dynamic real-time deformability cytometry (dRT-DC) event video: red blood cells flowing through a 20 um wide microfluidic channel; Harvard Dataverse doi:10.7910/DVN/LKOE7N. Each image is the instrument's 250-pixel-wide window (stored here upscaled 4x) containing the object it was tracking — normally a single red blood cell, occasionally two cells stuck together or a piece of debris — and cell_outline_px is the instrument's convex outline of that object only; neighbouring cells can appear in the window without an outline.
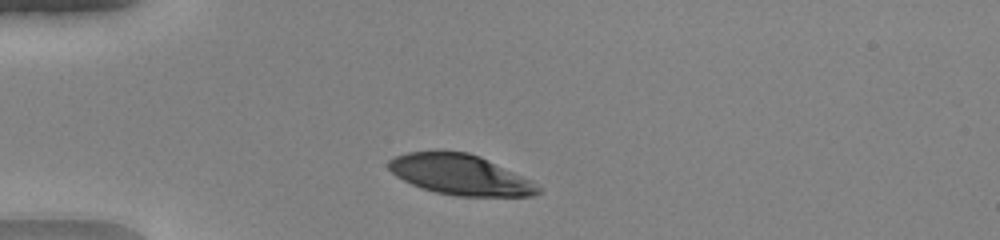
{"species": "human", "species_latin": "Homo sapiens", "temperature_condition": "warm", "stored_images_in_passage": 32, "camera_frame_rate_fps": 3000, "um_per_image_px": 0.085, "donor": {"sex": "female"}, "frame": {"image": 1, "passage_image": 1, "time_ms": 0.0, "image_size_px": [1000, 240], "cell_outline_px": [[540, 192], [536, 196], [456, 196], [436, 192], [420, 188], [396, 176], [388, 168], [388, 160], [396, 156], [408, 152], [468, 152], [480, 156], [532, 180], [540, 188]], "centroid_in_image_um": [39.14, 14.86], "position_along_channel_um": 45.9, "area_um2": 34.91}}
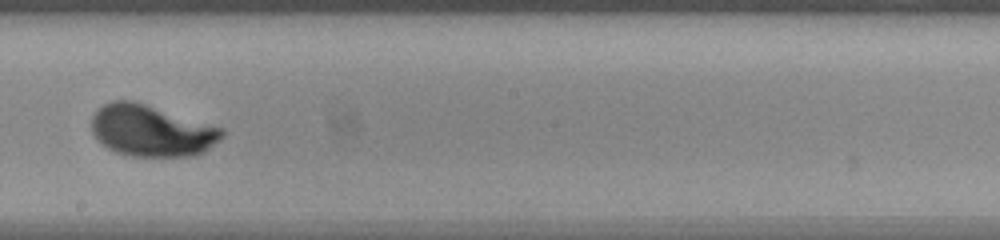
{"frame": {"image": 2, "passage_image": 17, "time_ms": 5.333, "image_size_px": [1000, 240], "cell_outline_px": [[224, 136], [220, 140], [204, 152], [196, 156], [132, 156], [116, 152], [108, 148], [92, 132], [92, 116], [104, 104], [112, 100], [136, 100], [224, 128]], "centroid_in_image_um": [12.92, 11.09], "position_along_channel_um": 235.3, "area_um2": 39.3}}
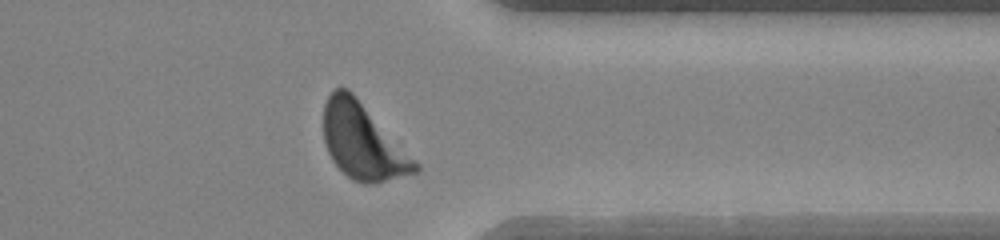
{"frame": {"image": 3, "passage_image": 28, "time_ms": 9.0, "image_size_px": [1000, 240], "cell_outline_px": [[420, 168], [416, 172], [372, 184], [364, 184], [352, 180], [332, 160], [328, 152], [324, 140], [324, 104], [328, 96], [336, 88], [348, 88], [352, 92], [420, 164]], "centroid_in_image_um": [30.83, 12.04], "position_along_channel_um": 380.6, "area_um2": 39.88}, "authors_computed_cell_mechanics": {"area_um2": 38.6104, "velocity_mm_per_s": 4.0745, "shape_relaxation_time_tau1_ms": 2.0056, "shape_relaxation_time_tau2_ms": null, "deformation_change_tau1": 0.1734, "deformation_change_tau2": null}}